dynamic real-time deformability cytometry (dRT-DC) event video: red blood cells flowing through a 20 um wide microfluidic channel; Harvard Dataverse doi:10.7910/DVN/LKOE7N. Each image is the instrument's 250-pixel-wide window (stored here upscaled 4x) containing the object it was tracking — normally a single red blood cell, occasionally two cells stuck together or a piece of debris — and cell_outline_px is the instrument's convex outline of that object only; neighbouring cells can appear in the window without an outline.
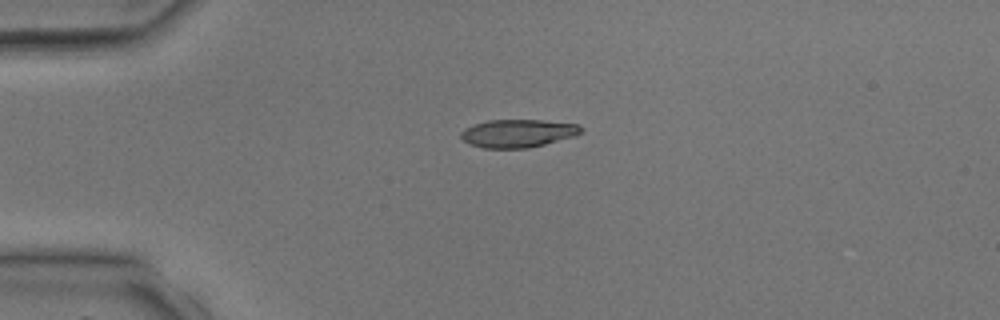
{"species": "common noctule bat (a hibernating species)", "species_latin": "Nyctalus noctula", "temperature_condition": "room temperature", "stored_images_in_passage": 3, "camera_frame_rate_fps": 3000, "um_per_image_px": 0.085, "animal": {"sex": "male", "body_mass_g": 17.9, "forearm_length_mm": 54.2}, "frame": {"image": 1, "passage_image": 2, "time_ms": 2.0, "image_size_px": [1000, 320], "cell_outline_px": [[584, 128], [576, 136], [528, 148], [484, 148], [472, 144], [464, 140], [460, 136], [460, 132], [464, 128], [488, 120], [544, 120], [580, 124]], "centroid_in_image_um": [44.06, 11.32], "position_along_channel_um": 40.9, "area_um2": 19.59}}
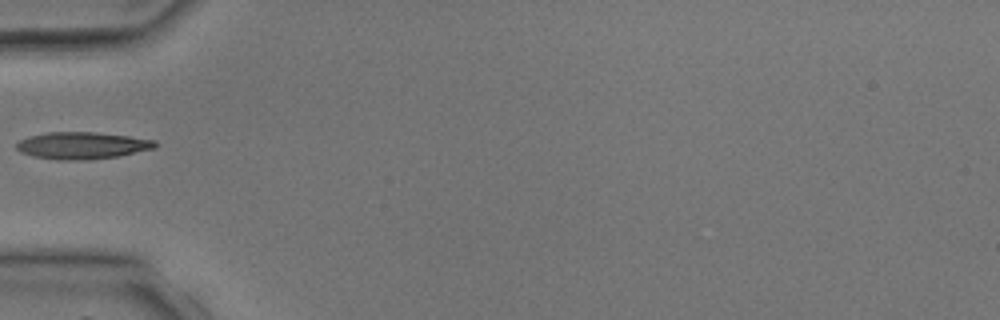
{"frame": {"image": 2, "passage_image": 3, "time_ms": 3.333, "image_size_px": [1000, 320], "cell_outline_px": [[160, 144], [156, 148], [120, 156], [88, 160], [56, 160], [32, 156], [20, 152], [16, 148], [16, 144], [20, 140], [28, 136], [48, 132], [92, 132], [128, 136], [156, 140]], "centroid_in_image_um": [7.01, 12.38], "position_along_channel_um": 78.0, "area_um2": 22.08}}